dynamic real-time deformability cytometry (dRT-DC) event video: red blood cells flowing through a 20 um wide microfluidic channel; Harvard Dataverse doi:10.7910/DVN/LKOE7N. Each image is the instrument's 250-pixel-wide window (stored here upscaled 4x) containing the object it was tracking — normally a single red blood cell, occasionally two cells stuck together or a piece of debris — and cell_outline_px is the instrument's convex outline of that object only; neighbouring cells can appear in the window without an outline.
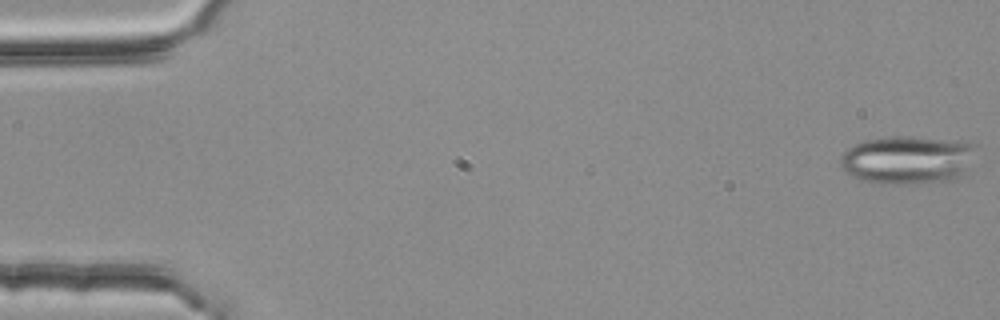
{"species": "common noctule bat (a hibernating species)", "species_latin": "Nyctalus noctula", "temperature_condition": "room temperature", "stored_images_in_passage": 5, "camera_frame_rate_fps": 3000, "um_per_image_px": 0.085, "animal": {"sex": "female", "body_mass_g": 25.1}, "frame": {"image": 1, "passage_image": 1, "time_ms": 0.0, "image_size_px": [1000, 320], "cell_outline_px": [[976, 144], [968, 172], [964, 176], [956, 180], [916, 184], [880, 184], [864, 180], [852, 176], [844, 172], [840, 164], [840, 156], [852, 144], [864, 140], [892, 136], [904, 136], [964, 140]], "centroid_in_image_um": [77.18, 13.59], "position_along_channel_um": 7.8, "area_um2": 39.13}}